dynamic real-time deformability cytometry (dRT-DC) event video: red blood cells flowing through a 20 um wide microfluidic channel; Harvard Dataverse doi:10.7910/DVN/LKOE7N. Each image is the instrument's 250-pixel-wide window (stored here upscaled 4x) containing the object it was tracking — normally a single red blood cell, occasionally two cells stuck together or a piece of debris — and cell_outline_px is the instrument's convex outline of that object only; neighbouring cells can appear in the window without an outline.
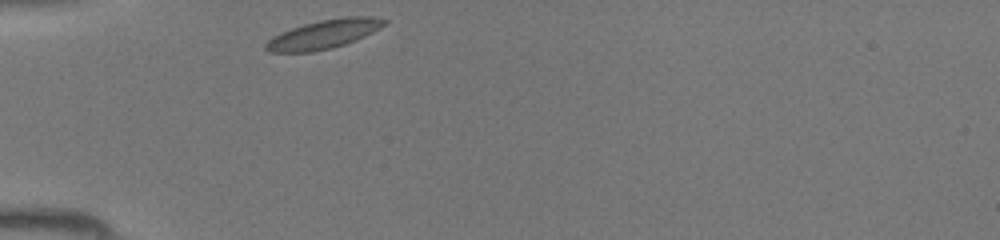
{"species": "common noctule bat (a hibernating species)", "species_latin": "Nyctalus noctula", "temperature_condition": "room temperature", "stored_images_in_passage": 26, "camera_frame_rate_fps": 3000, "um_per_image_px": 0.085, "animal": {"sex": "female", "body_mass_g": 19.5, "forearm_length_mm": 54.1}, "frame": {"image": 1, "passage_image": 1, "time_ms": 0.0, "image_size_px": [1000, 240], "cell_outline_px": [[388, 20], [380, 28], [356, 40], [332, 48], [312, 52], [272, 52], [264, 48], [264, 44], [272, 36], [280, 32], [304, 24], [320, 20], [344, 16], [372, 16]], "centroid_in_image_um": [27.51, 2.9], "position_along_channel_um": 57.5, "area_um2": 19.94}}
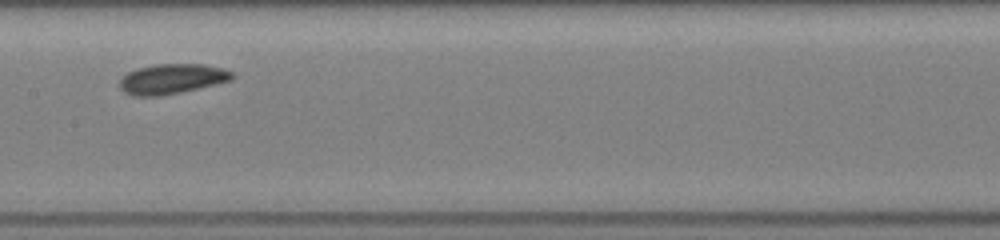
{"frame": {"image": 2, "passage_image": 11, "time_ms": 3.333, "image_size_px": [1000, 240], "cell_outline_px": [[236, 76], [232, 80], [216, 84], [180, 92], [160, 96], [132, 96], [124, 92], [120, 88], [120, 80], [128, 72], [136, 68], [156, 64], [204, 64], [220, 68], [232, 72]], "centroid_in_image_um": [14.61, 6.71], "position_along_channel_um": 192.8, "area_um2": 19.65}}
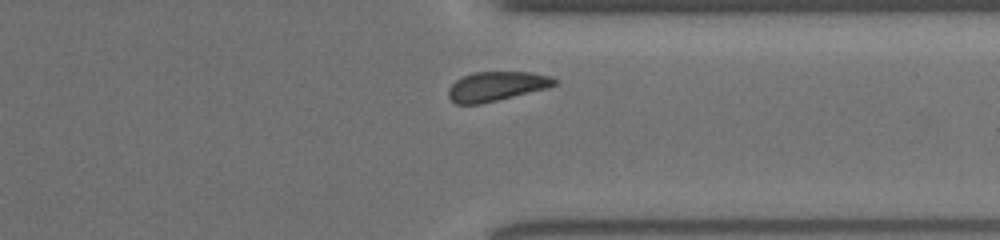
{"frame": {"image": 3, "passage_image": 23, "time_ms": 7.333, "image_size_px": [1000, 240], "cell_outline_px": [[560, 80], [556, 84], [544, 88], [480, 104], [456, 104], [448, 96], [448, 88], [456, 80], [472, 72], [532, 72], [552, 76]], "centroid_in_image_um": [42.19, 7.31], "position_along_channel_um": 369.2, "area_um2": 17.98}}